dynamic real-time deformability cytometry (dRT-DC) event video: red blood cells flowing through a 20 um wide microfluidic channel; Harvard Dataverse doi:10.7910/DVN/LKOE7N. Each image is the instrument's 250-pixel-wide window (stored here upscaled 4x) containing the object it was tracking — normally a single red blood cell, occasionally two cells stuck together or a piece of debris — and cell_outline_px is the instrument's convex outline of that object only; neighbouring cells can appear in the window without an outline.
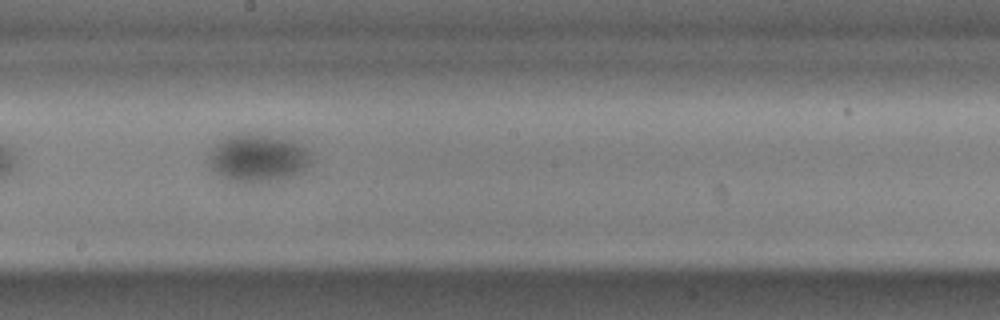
{"species": "common noctule bat (a hibernating species)", "species_latin": "Nyctalus noctula", "temperature_condition": "cold", "stored_images_in_passage": 20, "camera_frame_rate_fps": 3000, "um_per_image_px": 0.085, "animal": {"sex": "male", "body_mass_g": 17.9, "forearm_length_mm": 54.2}, "frame": {"image": 1, "passage_image": 17, "time_ms": 5.333, "image_size_px": [1000, 320], "cell_outline_px": [[312, 164], [296, 176], [260, 184], [240, 184], [216, 172], [208, 164], [208, 156], [212, 148], [220, 140], [232, 132], [256, 132], [292, 140], [308, 148], [312, 152]], "centroid_in_image_um": [21.97, 13.42], "position_along_channel_um": 226.2, "area_um2": 29.88}}